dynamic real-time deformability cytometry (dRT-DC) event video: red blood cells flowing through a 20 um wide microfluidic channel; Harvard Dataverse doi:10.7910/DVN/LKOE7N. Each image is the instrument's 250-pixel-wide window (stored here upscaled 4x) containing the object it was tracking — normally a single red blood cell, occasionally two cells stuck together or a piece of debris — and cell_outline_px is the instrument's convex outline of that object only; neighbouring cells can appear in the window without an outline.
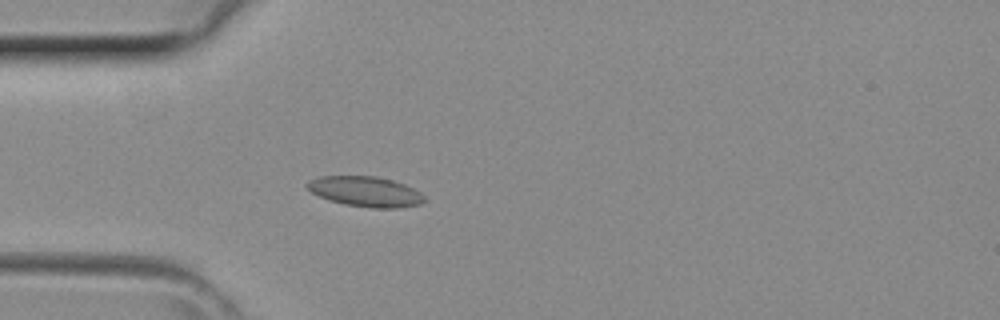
{"species": "common noctule bat (a hibernating species)", "species_latin": "Nyctalus noctula", "temperature_condition": "room temperature", "stored_images_in_passage": 31, "camera_frame_rate_fps": 3000, "um_per_image_px": 0.085, "animal": {"sex": "female", "body_mass_g": 29.2, "forearm_length_mm": 56.3}, "frame": {"image": 1, "passage_image": 2, "time_ms": 0.333, "image_size_px": [1000, 320], "cell_outline_px": [[428, 200], [420, 204], [400, 208], [372, 208], [344, 204], [320, 196], [312, 192], [304, 184], [308, 180], [320, 176], [376, 176], [392, 180], [404, 184], [420, 192]], "centroid_in_image_um": [31.09, 16.28], "position_along_channel_um": 53.9, "area_um2": 20.63}}
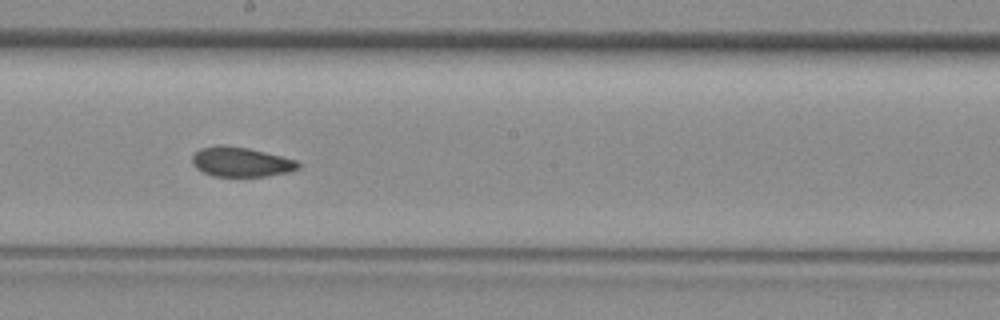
{"frame": {"image": 2, "passage_image": 13, "time_ms": 4.0, "image_size_px": [1000, 320], "cell_outline_px": [[300, 168], [288, 172], [264, 176], [212, 176], [196, 168], [192, 160], [192, 156], [200, 148], [220, 144], [224, 144], [248, 148], [296, 160], [300, 164]], "centroid_in_image_um": [20.46, 13.75], "position_along_channel_um": 227.7, "area_um2": 18.21}}
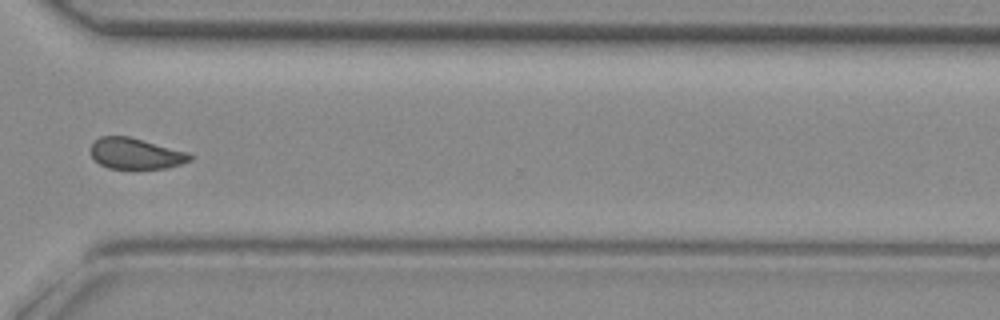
{"frame": {"image": 3, "passage_image": 21, "time_ms": 6.667, "image_size_px": [1000, 320], "cell_outline_px": [[192, 160], [180, 164], [164, 168], [108, 168], [100, 164], [92, 156], [88, 148], [92, 140], [100, 136], [128, 136], [188, 152], [192, 156]], "centroid_in_image_um": [11.47, 13.03], "position_along_channel_um": 359.1, "area_um2": 17.92}}